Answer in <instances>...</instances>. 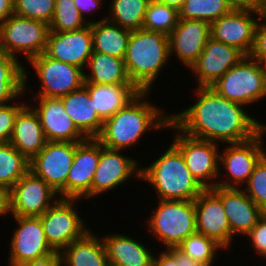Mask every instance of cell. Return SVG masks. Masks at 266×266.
<instances>
[{
    "label": "cell",
    "instance_id": "1",
    "mask_svg": "<svg viewBox=\"0 0 266 266\" xmlns=\"http://www.w3.org/2000/svg\"><path fill=\"white\" fill-rule=\"evenodd\" d=\"M194 105L171 114V122L185 135L215 143H240L262 130V122L245 105L228 100L211 87H197ZM245 107V108H244Z\"/></svg>",
    "mask_w": 266,
    "mask_h": 266
},
{
    "label": "cell",
    "instance_id": "2",
    "mask_svg": "<svg viewBox=\"0 0 266 266\" xmlns=\"http://www.w3.org/2000/svg\"><path fill=\"white\" fill-rule=\"evenodd\" d=\"M151 92H140L125 107L106 119L96 139L103 147L126 150L137 145L146 132L165 129L171 114L147 100ZM149 101V102H148Z\"/></svg>",
    "mask_w": 266,
    "mask_h": 266
},
{
    "label": "cell",
    "instance_id": "3",
    "mask_svg": "<svg viewBox=\"0 0 266 266\" xmlns=\"http://www.w3.org/2000/svg\"><path fill=\"white\" fill-rule=\"evenodd\" d=\"M169 60L167 35L143 29L131 31L124 62L130 80L140 92H152Z\"/></svg>",
    "mask_w": 266,
    "mask_h": 266
},
{
    "label": "cell",
    "instance_id": "4",
    "mask_svg": "<svg viewBox=\"0 0 266 266\" xmlns=\"http://www.w3.org/2000/svg\"><path fill=\"white\" fill-rule=\"evenodd\" d=\"M155 159L141 167V179L154 187L158 200H195L204 190L173 143Z\"/></svg>",
    "mask_w": 266,
    "mask_h": 266
},
{
    "label": "cell",
    "instance_id": "5",
    "mask_svg": "<svg viewBox=\"0 0 266 266\" xmlns=\"http://www.w3.org/2000/svg\"><path fill=\"white\" fill-rule=\"evenodd\" d=\"M148 220V230L167 248L177 247L196 230L194 200H159Z\"/></svg>",
    "mask_w": 266,
    "mask_h": 266
},
{
    "label": "cell",
    "instance_id": "6",
    "mask_svg": "<svg viewBox=\"0 0 266 266\" xmlns=\"http://www.w3.org/2000/svg\"><path fill=\"white\" fill-rule=\"evenodd\" d=\"M210 87L228 100L245 106L257 104L266 98L265 64L245 56Z\"/></svg>",
    "mask_w": 266,
    "mask_h": 266
},
{
    "label": "cell",
    "instance_id": "7",
    "mask_svg": "<svg viewBox=\"0 0 266 266\" xmlns=\"http://www.w3.org/2000/svg\"><path fill=\"white\" fill-rule=\"evenodd\" d=\"M49 32L43 21L12 14L0 25V51L18 60L22 54L30 61L45 53Z\"/></svg>",
    "mask_w": 266,
    "mask_h": 266
},
{
    "label": "cell",
    "instance_id": "8",
    "mask_svg": "<svg viewBox=\"0 0 266 266\" xmlns=\"http://www.w3.org/2000/svg\"><path fill=\"white\" fill-rule=\"evenodd\" d=\"M265 134L266 124L262 123V130L252 139L240 143L226 144L227 147L225 146L222 149L223 151L220 150L219 168L223 166L225 172L223 175L226 178L219 180L217 186L242 188L248 182L256 164L266 154L263 146V136Z\"/></svg>",
    "mask_w": 266,
    "mask_h": 266
},
{
    "label": "cell",
    "instance_id": "9",
    "mask_svg": "<svg viewBox=\"0 0 266 266\" xmlns=\"http://www.w3.org/2000/svg\"><path fill=\"white\" fill-rule=\"evenodd\" d=\"M167 128L175 129L173 132L176 133L172 143L181 151L186 166L193 177L204 189L216 187V179L222 174L220 172L222 168H219L218 143L189 137L172 122L168 124Z\"/></svg>",
    "mask_w": 266,
    "mask_h": 266
},
{
    "label": "cell",
    "instance_id": "10",
    "mask_svg": "<svg viewBox=\"0 0 266 266\" xmlns=\"http://www.w3.org/2000/svg\"><path fill=\"white\" fill-rule=\"evenodd\" d=\"M79 200L82 199L59 198L40 216L47 242L54 251L61 253L90 230L75 207Z\"/></svg>",
    "mask_w": 266,
    "mask_h": 266
},
{
    "label": "cell",
    "instance_id": "11",
    "mask_svg": "<svg viewBox=\"0 0 266 266\" xmlns=\"http://www.w3.org/2000/svg\"><path fill=\"white\" fill-rule=\"evenodd\" d=\"M260 14L261 11L257 4L235 6L228 14L211 23V37L216 41L236 47L249 56L254 46Z\"/></svg>",
    "mask_w": 266,
    "mask_h": 266
},
{
    "label": "cell",
    "instance_id": "12",
    "mask_svg": "<svg viewBox=\"0 0 266 266\" xmlns=\"http://www.w3.org/2000/svg\"><path fill=\"white\" fill-rule=\"evenodd\" d=\"M29 64L41 82L33 97H57L80 89L85 82L84 70L78 66L54 60L45 53L31 59Z\"/></svg>",
    "mask_w": 266,
    "mask_h": 266
},
{
    "label": "cell",
    "instance_id": "13",
    "mask_svg": "<svg viewBox=\"0 0 266 266\" xmlns=\"http://www.w3.org/2000/svg\"><path fill=\"white\" fill-rule=\"evenodd\" d=\"M76 142L47 141L45 147L30 160L29 170L66 198V180L71 169Z\"/></svg>",
    "mask_w": 266,
    "mask_h": 266
},
{
    "label": "cell",
    "instance_id": "14",
    "mask_svg": "<svg viewBox=\"0 0 266 266\" xmlns=\"http://www.w3.org/2000/svg\"><path fill=\"white\" fill-rule=\"evenodd\" d=\"M58 193L30 170L11 188L13 217H40L58 199Z\"/></svg>",
    "mask_w": 266,
    "mask_h": 266
},
{
    "label": "cell",
    "instance_id": "15",
    "mask_svg": "<svg viewBox=\"0 0 266 266\" xmlns=\"http://www.w3.org/2000/svg\"><path fill=\"white\" fill-rule=\"evenodd\" d=\"M121 152L123 151L103 147L100 143V158L92 179L91 198L105 191L117 189L131 177L141 179L142 166L137 165L136 158L133 159Z\"/></svg>",
    "mask_w": 266,
    "mask_h": 266
},
{
    "label": "cell",
    "instance_id": "16",
    "mask_svg": "<svg viewBox=\"0 0 266 266\" xmlns=\"http://www.w3.org/2000/svg\"><path fill=\"white\" fill-rule=\"evenodd\" d=\"M14 218L18 226L10 239L9 266H19L55 252L47 242L40 217Z\"/></svg>",
    "mask_w": 266,
    "mask_h": 266
},
{
    "label": "cell",
    "instance_id": "17",
    "mask_svg": "<svg viewBox=\"0 0 266 266\" xmlns=\"http://www.w3.org/2000/svg\"><path fill=\"white\" fill-rule=\"evenodd\" d=\"M246 55L238 48L214 40L207 41L200 57L189 69L197 79V87H210Z\"/></svg>",
    "mask_w": 266,
    "mask_h": 266
},
{
    "label": "cell",
    "instance_id": "18",
    "mask_svg": "<svg viewBox=\"0 0 266 266\" xmlns=\"http://www.w3.org/2000/svg\"><path fill=\"white\" fill-rule=\"evenodd\" d=\"M36 100L31 106L41 123L47 141L82 142L87 137L76 127L66 113L61 98L32 97Z\"/></svg>",
    "mask_w": 266,
    "mask_h": 266
},
{
    "label": "cell",
    "instance_id": "19",
    "mask_svg": "<svg viewBox=\"0 0 266 266\" xmlns=\"http://www.w3.org/2000/svg\"><path fill=\"white\" fill-rule=\"evenodd\" d=\"M210 38L211 23L197 19L179 20L168 35L170 58L175 54L190 69Z\"/></svg>",
    "mask_w": 266,
    "mask_h": 266
},
{
    "label": "cell",
    "instance_id": "20",
    "mask_svg": "<svg viewBox=\"0 0 266 266\" xmlns=\"http://www.w3.org/2000/svg\"><path fill=\"white\" fill-rule=\"evenodd\" d=\"M100 158V142L87 138L76 142L73 164L66 180V198H91V184Z\"/></svg>",
    "mask_w": 266,
    "mask_h": 266
},
{
    "label": "cell",
    "instance_id": "21",
    "mask_svg": "<svg viewBox=\"0 0 266 266\" xmlns=\"http://www.w3.org/2000/svg\"><path fill=\"white\" fill-rule=\"evenodd\" d=\"M194 202L197 233L214 239L225 251L230 249V225L221 199L211 189H204Z\"/></svg>",
    "mask_w": 266,
    "mask_h": 266
},
{
    "label": "cell",
    "instance_id": "22",
    "mask_svg": "<svg viewBox=\"0 0 266 266\" xmlns=\"http://www.w3.org/2000/svg\"><path fill=\"white\" fill-rule=\"evenodd\" d=\"M92 52L90 24L76 31L49 32L45 54L54 60L85 70Z\"/></svg>",
    "mask_w": 266,
    "mask_h": 266
},
{
    "label": "cell",
    "instance_id": "23",
    "mask_svg": "<svg viewBox=\"0 0 266 266\" xmlns=\"http://www.w3.org/2000/svg\"><path fill=\"white\" fill-rule=\"evenodd\" d=\"M223 204L231 231V243L234 236L246 235L253 229L257 221L265 214L245 193L242 188L211 189Z\"/></svg>",
    "mask_w": 266,
    "mask_h": 266
},
{
    "label": "cell",
    "instance_id": "24",
    "mask_svg": "<svg viewBox=\"0 0 266 266\" xmlns=\"http://www.w3.org/2000/svg\"><path fill=\"white\" fill-rule=\"evenodd\" d=\"M9 143L29 161L45 147L47 140L30 103L18 112Z\"/></svg>",
    "mask_w": 266,
    "mask_h": 266
},
{
    "label": "cell",
    "instance_id": "25",
    "mask_svg": "<svg viewBox=\"0 0 266 266\" xmlns=\"http://www.w3.org/2000/svg\"><path fill=\"white\" fill-rule=\"evenodd\" d=\"M109 266H151L153 252L143 243L125 234H108L101 237Z\"/></svg>",
    "mask_w": 266,
    "mask_h": 266
},
{
    "label": "cell",
    "instance_id": "26",
    "mask_svg": "<svg viewBox=\"0 0 266 266\" xmlns=\"http://www.w3.org/2000/svg\"><path fill=\"white\" fill-rule=\"evenodd\" d=\"M60 98L76 127L87 138H96L102 130L104 120L97 114L88 89L83 85Z\"/></svg>",
    "mask_w": 266,
    "mask_h": 266
},
{
    "label": "cell",
    "instance_id": "27",
    "mask_svg": "<svg viewBox=\"0 0 266 266\" xmlns=\"http://www.w3.org/2000/svg\"><path fill=\"white\" fill-rule=\"evenodd\" d=\"M97 114L105 121L133 100L140 91L133 84L84 83Z\"/></svg>",
    "mask_w": 266,
    "mask_h": 266
},
{
    "label": "cell",
    "instance_id": "28",
    "mask_svg": "<svg viewBox=\"0 0 266 266\" xmlns=\"http://www.w3.org/2000/svg\"><path fill=\"white\" fill-rule=\"evenodd\" d=\"M62 266H109L103 240L88 230L62 252Z\"/></svg>",
    "mask_w": 266,
    "mask_h": 266
},
{
    "label": "cell",
    "instance_id": "29",
    "mask_svg": "<svg viewBox=\"0 0 266 266\" xmlns=\"http://www.w3.org/2000/svg\"><path fill=\"white\" fill-rule=\"evenodd\" d=\"M89 71H84V83L101 85L133 84L130 80L124 59L100 53L92 52L88 64Z\"/></svg>",
    "mask_w": 266,
    "mask_h": 266
},
{
    "label": "cell",
    "instance_id": "30",
    "mask_svg": "<svg viewBox=\"0 0 266 266\" xmlns=\"http://www.w3.org/2000/svg\"><path fill=\"white\" fill-rule=\"evenodd\" d=\"M90 25L93 51L125 58L131 31L108 21L105 15Z\"/></svg>",
    "mask_w": 266,
    "mask_h": 266
},
{
    "label": "cell",
    "instance_id": "31",
    "mask_svg": "<svg viewBox=\"0 0 266 266\" xmlns=\"http://www.w3.org/2000/svg\"><path fill=\"white\" fill-rule=\"evenodd\" d=\"M24 64L0 51V105L14 102L27 90V70Z\"/></svg>",
    "mask_w": 266,
    "mask_h": 266
},
{
    "label": "cell",
    "instance_id": "32",
    "mask_svg": "<svg viewBox=\"0 0 266 266\" xmlns=\"http://www.w3.org/2000/svg\"><path fill=\"white\" fill-rule=\"evenodd\" d=\"M151 0H111L106 19L129 31L142 29Z\"/></svg>",
    "mask_w": 266,
    "mask_h": 266
},
{
    "label": "cell",
    "instance_id": "33",
    "mask_svg": "<svg viewBox=\"0 0 266 266\" xmlns=\"http://www.w3.org/2000/svg\"><path fill=\"white\" fill-rule=\"evenodd\" d=\"M234 7L230 0H185L178 10L179 20L197 19L212 23Z\"/></svg>",
    "mask_w": 266,
    "mask_h": 266
},
{
    "label": "cell",
    "instance_id": "34",
    "mask_svg": "<svg viewBox=\"0 0 266 266\" xmlns=\"http://www.w3.org/2000/svg\"><path fill=\"white\" fill-rule=\"evenodd\" d=\"M30 161L10 143H0V185L12 188L29 171Z\"/></svg>",
    "mask_w": 266,
    "mask_h": 266
},
{
    "label": "cell",
    "instance_id": "35",
    "mask_svg": "<svg viewBox=\"0 0 266 266\" xmlns=\"http://www.w3.org/2000/svg\"><path fill=\"white\" fill-rule=\"evenodd\" d=\"M178 21L179 13L176 8L151 0L145 13L142 29L168 36L177 26Z\"/></svg>",
    "mask_w": 266,
    "mask_h": 266
},
{
    "label": "cell",
    "instance_id": "36",
    "mask_svg": "<svg viewBox=\"0 0 266 266\" xmlns=\"http://www.w3.org/2000/svg\"><path fill=\"white\" fill-rule=\"evenodd\" d=\"M177 248L203 266H214L217 250H224L214 239L197 232L182 241Z\"/></svg>",
    "mask_w": 266,
    "mask_h": 266
},
{
    "label": "cell",
    "instance_id": "37",
    "mask_svg": "<svg viewBox=\"0 0 266 266\" xmlns=\"http://www.w3.org/2000/svg\"><path fill=\"white\" fill-rule=\"evenodd\" d=\"M96 20H85L73 0H55V11L50 31L66 32L80 30Z\"/></svg>",
    "mask_w": 266,
    "mask_h": 266
},
{
    "label": "cell",
    "instance_id": "38",
    "mask_svg": "<svg viewBox=\"0 0 266 266\" xmlns=\"http://www.w3.org/2000/svg\"><path fill=\"white\" fill-rule=\"evenodd\" d=\"M55 11V0H14L13 14L50 24Z\"/></svg>",
    "mask_w": 266,
    "mask_h": 266
},
{
    "label": "cell",
    "instance_id": "39",
    "mask_svg": "<svg viewBox=\"0 0 266 266\" xmlns=\"http://www.w3.org/2000/svg\"><path fill=\"white\" fill-rule=\"evenodd\" d=\"M242 188L249 198L266 213V154L256 164L248 182Z\"/></svg>",
    "mask_w": 266,
    "mask_h": 266
},
{
    "label": "cell",
    "instance_id": "40",
    "mask_svg": "<svg viewBox=\"0 0 266 266\" xmlns=\"http://www.w3.org/2000/svg\"><path fill=\"white\" fill-rule=\"evenodd\" d=\"M13 105L5 104L0 105V143H9L15 125V120L18 112L27 103L12 102ZM15 104V105H14Z\"/></svg>",
    "mask_w": 266,
    "mask_h": 266
},
{
    "label": "cell",
    "instance_id": "41",
    "mask_svg": "<svg viewBox=\"0 0 266 266\" xmlns=\"http://www.w3.org/2000/svg\"><path fill=\"white\" fill-rule=\"evenodd\" d=\"M260 63L266 62V15L260 14L255 32V42L249 55Z\"/></svg>",
    "mask_w": 266,
    "mask_h": 266
},
{
    "label": "cell",
    "instance_id": "42",
    "mask_svg": "<svg viewBox=\"0 0 266 266\" xmlns=\"http://www.w3.org/2000/svg\"><path fill=\"white\" fill-rule=\"evenodd\" d=\"M252 249L260 257L266 256V213L257 221L253 229L246 235ZM249 237V238H248Z\"/></svg>",
    "mask_w": 266,
    "mask_h": 266
},
{
    "label": "cell",
    "instance_id": "43",
    "mask_svg": "<svg viewBox=\"0 0 266 266\" xmlns=\"http://www.w3.org/2000/svg\"><path fill=\"white\" fill-rule=\"evenodd\" d=\"M19 266H62V256L60 252H53L45 257L31 260Z\"/></svg>",
    "mask_w": 266,
    "mask_h": 266
},
{
    "label": "cell",
    "instance_id": "44",
    "mask_svg": "<svg viewBox=\"0 0 266 266\" xmlns=\"http://www.w3.org/2000/svg\"><path fill=\"white\" fill-rule=\"evenodd\" d=\"M75 2V6L77 9L80 11L82 17L86 20L85 18L86 14L93 13V11H97L101 5H103L104 0H73Z\"/></svg>",
    "mask_w": 266,
    "mask_h": 266
},
{
    "label": "cell",
    "instance_id": "45",
    "mask_svg": "<svg viewBox=\"0 0 266 266\" xmlns=\"http://www.w3.org/2000/svg\"><path fill=\"white\" fill-rule=\"evenodd\" d=\"M11 215V188L0 185V217Z\"/></svg>",
    "mask_w": 266,
    "mask_h": 266
},
{
    "label": "cell",
    "instance_id": "46",
    "mask_svg": "<svg viewBox=\"0 0 266 266\" xmlns=\"http://www.w3.org/2000/svg\"><path fill=\"white\" fill-rule=\"evenodd\" d=\"M166 250L175 258L178 266H203L181 252L177 247L167 248Z\"/></svg>",
    "mask_w": 266,
    "mask_h": 266
},
{
    "label": "cell",
    "instance_id": "47",
    "mask_svg": "<svg viewBox=\"0 0 266 266\" xmlns=\"http://www.w3.org/2000/svg\"><path fill=\"white\" fill-rule=\"evenodd\" d=\"M151 266H178L175 258L165 249L160 254L153 256Z\"/></svg>",
    "mask_w": 266,
    "mask_h": 266
},
{
    "label": "cell",
    "instance_id": "48",
    "mask_svg": "<svg viewBox=\"0 0 266 266\" xmlns=\"http://www.w3.org/2000/svg\"><path fill=\"white\" fill-rule=\"evenodd\" d=\"M14 0H0V25L13 14Z\"/></svg>",
    "mask_w": 266,
    "mask_h": 266
},
{
    "label": "cell",
    "instance_id": "49",
    "mask_svg": "<svg viewBox=\"0 0 266 266\" xmlns=\"http://www.w3.org/2000/svg\"><path fill=\"white\" fill-rule=\"evenodd\" d=\"M156 1L167 4L168 6L174 7L177 10H179L185 2V0H156Z\"/></svg>",
    "mask_w": 266,
    "mask_h": 266
},
{
    "label": "cell",
    "instance_id": "50",
    "mask_svg": "<svg viewBox=\"0 0 266 266\" xmlns=\"http://www.w3.org/2000/svg\"><path fill=\"white\" fill-rule=\"evenodd\" d=\"M235 6H249L257 4V0H230Z\"/></svg>",
    "mask_w": 266,
    "mask_h": 266
},
{
    "label": "cell",
    "instance_id": "51",
    "mask_svg": "<svg viewBox=\"0 0 266 266\" xmlns=\"http://www.w3.org/2000/svg\"><path fill=\"white\" fill-rule=\"evenodd\" d=\"M258 9L266 15V0H257Z\"/></svg>",
    "mask_w": 266,
    "mask_h": 266
}]
</instances>
